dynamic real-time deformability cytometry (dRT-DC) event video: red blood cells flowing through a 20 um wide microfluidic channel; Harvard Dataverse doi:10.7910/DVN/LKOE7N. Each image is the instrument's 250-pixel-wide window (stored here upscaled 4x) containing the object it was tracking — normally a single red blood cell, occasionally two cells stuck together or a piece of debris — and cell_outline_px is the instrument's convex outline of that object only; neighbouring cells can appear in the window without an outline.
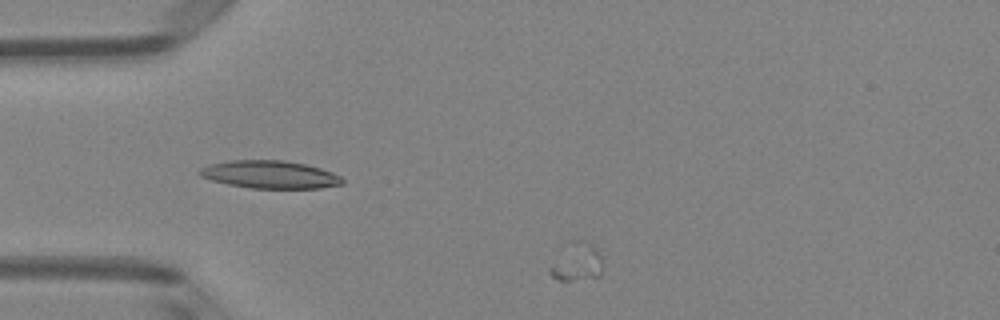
{"species": "Egyptian fruit bat (a non-hibernating species)", "species_latin": "Rousettus aegyptiacus", "temperature_condition": "room temperature", "stored_images_in_passage": 34, "camera_frame_rate_fps": 3000, "um_per_image_px": 0.085, "animal": {"sex": "female"}, "frame": {"image": 1, "passage_image": 4, "time_ms": 1.0, "image_size_px": [1000, 320], "cell_outline_px": [[600, 276], [572, 280], [560, 280], [552, 276], [548, 272], [548, 268], [568, 240], [588, 240], [596, 248], [600, 256]], "centroid_in_image_um": [48.98, 22.23], "position_along_channel_um": 36.0, "area_um2": 11.73}}